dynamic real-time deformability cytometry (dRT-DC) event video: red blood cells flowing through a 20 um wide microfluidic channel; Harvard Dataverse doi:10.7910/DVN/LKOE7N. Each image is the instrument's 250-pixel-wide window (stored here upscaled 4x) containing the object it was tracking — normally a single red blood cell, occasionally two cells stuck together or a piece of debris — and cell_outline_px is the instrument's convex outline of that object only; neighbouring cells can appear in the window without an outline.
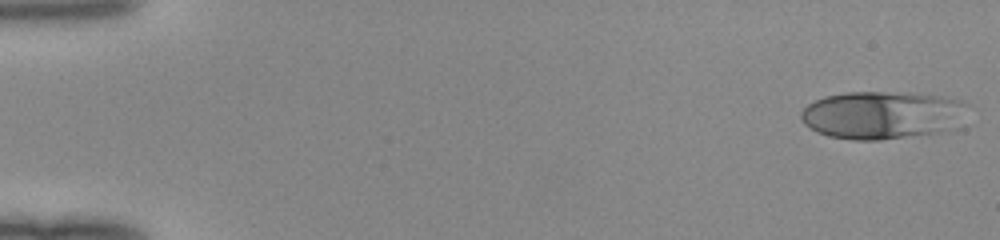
{"species": "human", "species_latin": "Homo sapiens", "temperature_condition": "room temperature", "stored_images_in_passage": 48, "camera_frame_rate_fps": 3000, "um_per_image_px": 0.085, "donor": {"sex": "female"}, "frame": {"image": 1, "passage_image": 1, "time_ms": 0.0, "image_size_px": [1000, 240], "cell_outline_px": [[968, 104], [956, 128], [940, 132], [880, 140], [852, 140], [828, 136], [816, 132], [804, 124], [800, 116], [800, 112], [808, 104], [824, 96], [844, 92], [908, 92], [940, 96], [960, 100]], "centroid_in_image_um": [74.96, 9.77], "position_along_channel_um": 10.0, "area_um2": 46.76}}
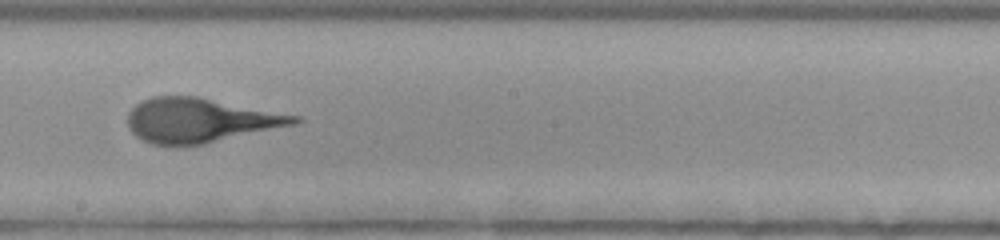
{"frame": {"image": 2, "passage_image": 28, "time_ms": 9.0, "image_size_px": [1000, 240], "cell_outline_px": [[304, 120], [296, 124], [204, 144], [152, 144], [140, 140], [128, 128], [128, 112], [136, 104], [152, 96], [196, 96], [300, 116]], "centroid_in_image_um": [17.0, 10.22], "position_along_channel_um": 231.2, "area_um2": 42.77}}
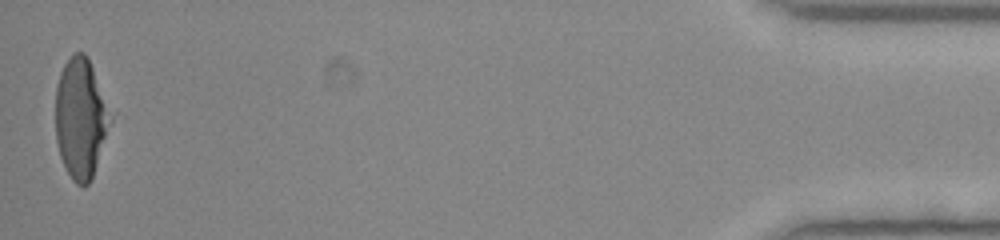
{"frame": {"image": 3, "passage_image": 48, "time_ms": 15.667, "image_size_px": [1000, 240], "cell_outline_px": [[116, 112], [112, 124], [92, 176], [88, 184], [84, 188], [76, 184], [72, 180], [60, 156], [56, 140], [56, 88], [60, 72], [64, 64], [76, 52], [84, 52], [88, 56]], "centroid_in_image_um": [6.94, 10.0], "position_along_channel_um": 428.3, "area_um2": 39.65}}